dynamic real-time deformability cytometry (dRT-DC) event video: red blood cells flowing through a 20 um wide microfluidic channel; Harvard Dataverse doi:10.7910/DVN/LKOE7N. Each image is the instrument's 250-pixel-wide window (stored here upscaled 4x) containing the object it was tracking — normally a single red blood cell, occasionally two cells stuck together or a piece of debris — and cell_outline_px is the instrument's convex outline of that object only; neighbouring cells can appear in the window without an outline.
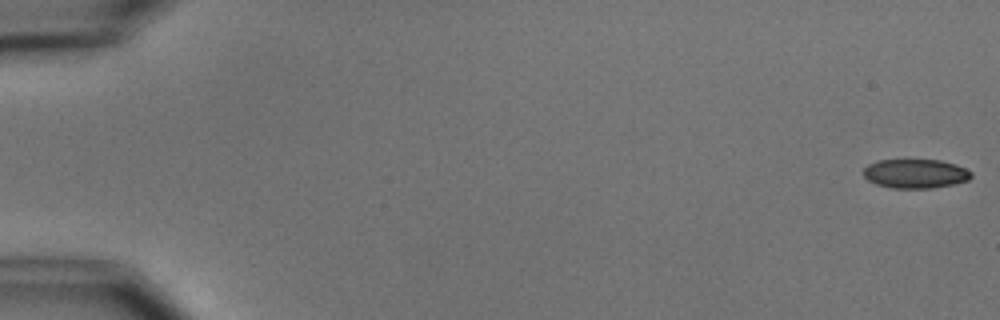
{"species": "common noctule bat (a hibernating species)", "species_latin": "Nyctalus noctula", "temperature_condition": "cold", "stored_images_in_passage": 3, "camera_frame_rate_fps": 3000, "um_per_image_px": 0.085, "animal": {"sex": "male", "body_mass_g": 15.6}, "frame": {"image": 1, "passage_image": 1, "time_ms": 0.0, "image_size_px": [1000, 320], "cell_outline_px": [[972, 176], [968, 180], [952, 184], [932, 188], [892, 188], [876, 184], [868, 180], [864, 176], [864, 168], [868, 164], [876, 160], [940, 160], [956, 164], [972, 172]], "centroid_in_image_um": [77.8, 14.75], "position_along_channel_um": 7.2, "area_um2": 18.26}}